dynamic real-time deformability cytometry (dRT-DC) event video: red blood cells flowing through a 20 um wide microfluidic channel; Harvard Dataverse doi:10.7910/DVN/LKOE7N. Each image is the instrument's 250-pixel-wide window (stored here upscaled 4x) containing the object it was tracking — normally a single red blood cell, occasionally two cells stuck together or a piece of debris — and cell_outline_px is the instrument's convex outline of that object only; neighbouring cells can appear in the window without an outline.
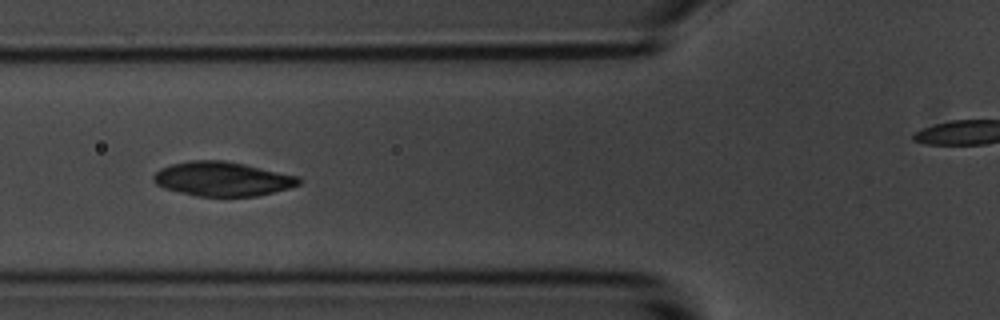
{"species": "common noctule bat (a hibernating species)", "species_latin": "Nyctalus noctula", "temperature_condition": "room temperature", "stored_images_in_passage": 11, "camera_frame_rate_fps": 3000, "um_per_image_px": 0.085, "animal": {"sex": "male", "body_mass_g": 20.1, "forearm_length_mm": 53.5}, "frame": {"image": 1, "passage_image": 5, "time_ms": 4.667, "image_size_px": [1000, 320], "cell_outline_px": [[304, 180], [300, 184], [288, 188], [256, 196], [196, 196], [164, 188], [156, 184], [152, 180], [152, 176], [160, 168], [172, 164], [192, 160], [224, 160], [244, 164], [300, 176]], "centroid_in_image_um": [18.91, 15.2], "position_along_channel_um": 106.9, "area_um2": 29.07}}
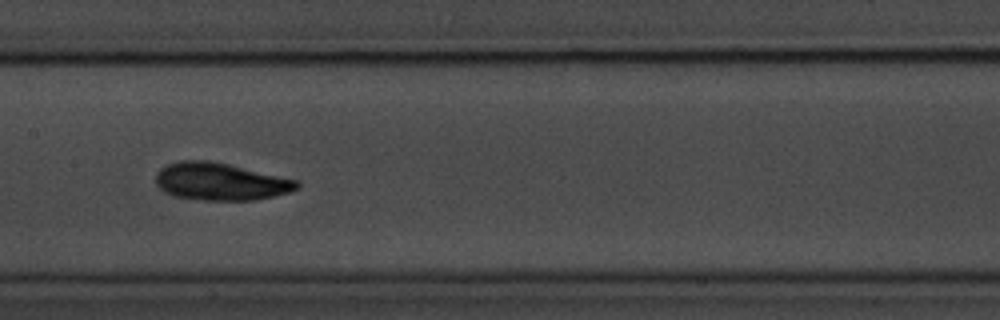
{"frame": {"image": 2, "passage_image": 7, "time_ms": 7.0, "image_size_px": [1000, 320], "cell_outline_px": [[300, 188], [292, 192], [252, 200], [204, 200], [172, 196], [164, 192], [156, 184], [156, 172], [160, 168], [168, 164], [180, 160], [208, 160], [228, 164], [300, 180]], "centroid_in_image_um": [18.75, 15.43], "position_along_channel_um": 188.6, "area_um2": 31.04}}